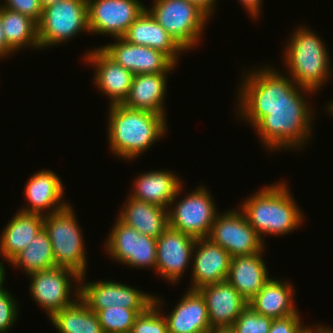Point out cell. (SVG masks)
Listing matches in <instances>:
<instances>
[{"mask_svg": "<svg viewBox=\"0 0 333 333\" xmlns=\"http://www.w3.org/2000/svg\"><path fill=\"white\" fill-rule=\"evenodd\" d=\"M28 276L31 277V296L35 302L42 306L49 318L80 297L81 276L72 269L56 266L48 270L31 273ZM72 279L79 283V285L77 283L75 290L74 297L76 299L69 296L73 287Z\"/></svg>", "mask_w": 333, "mask_h": 333, "instance_id": "cell-9", "label": "cell"}, {"mask_svg": "<svg viewBox=\"0 0 333 333\" xmlns=\"http://www.w3.org/2000/svg\"><path fill=\"white\" fill-rule=\"evenodd\" d=\"M212 333H237L233 327H227V328H219L216 330H213Z\"/></svg>", "mask_w": 333, "mask_h": 333, "instance_id": "cell-41", "label": "cell"}, {"mask_svg": "<svg viewBox=\"0 0 333 333\" xmlns=\"http://www.w3.org/2000/svg\"><path fill=\"white\" fill-rule=\"evenodd\" d=\"M5 268L3 266V262H0V292L4 290V287H2L4 280H5Z\"/></svg>", "mask_w": 333, "mask_h": 333, "instance_id": "cell-40", "label": "cell"}, {"mask_svg": "<svg viewBox=\"0 0 333 333\" xmlns=\"http://www.w3.org/2000/svg\"><path fill=\"white\" fill-rule=\"evenodd\" d=\"M167 73L134 75L127 98L122 103L131 109L147 110L166 115L164 98L167 88Z\"/></svg>", "mask_w": 333, "mask_h": 333, "instance_id": "cell-23", "label": "cell"}, {"mask_svg": "<svg viewBox=\"0 0 333 333\" xmlns=\"http://www.w3.org/2000/svg\"><path fill=\"white\" fill-rule=\"evenodd\" d=\"M168 333H212L205 300L189 289L171 314L165 316Z\"/></svg>", "mask_w": 333, "mask_h": 333, "instance_id": "cell-20", "label": "cell"}, {"mask_svg": "<svg viewBox=\"0 0 333 333\" xmlns=\"http://www.w3.org/2000/svg\"><path fill=\"white\" fill-rule=\"evenodd\" d=\"M58 1H60V0H40L41 5H42L43 8H45L49 5L55 4Z\"/></svg>", "mask_w": 333, "mask_h": 333, "instance_id": "cell-42", "label": "cell"}, {"mask_svg": "<svg viewBox=\"0 0 333 333\" xmlns=\"http://www.w3.org/2000/svg\"><path fill=\"white\" fill-rule=\"evenodd\" d=\"M187 1L196 4L210 17L211 15H213V12H215L214 5L217 0H187Z\"/></svg>", "mask_w": 333, "mask_h": 333, "instance_id": "cell-38", "label": "cell"}, {"mask_svg": "<svg viewBox=\"0 0 333 333\" xmlns=\"http://www.w3.org/2000/svg\"><path fill=\"white\" fill-rule=\"evenodd\" d=\"M183 182L170 171H151L138 175L129 197L168 209Z\"/></svg>", "mask_w": 333, "mask_h": 333, "instance_id": "cell-24", "label": "cell"}, {"mask_svg": "<svg viewBox=\"0 0 333 333\" xmlns=\"http://www.w3.org/2000/svg\"><path fill=\"white\" fill-rule=\"evenodd\" d=\"M256 193L242 201L240 210L261 238L262 234H288L301 225L304 215L285 182L274 183Z\"/></svg>", "mask_w": 333, "mask_h": 333, "instance_id": "cell-3", "label": "cell"}, {"mask_svg": "<svg viewBox=\"0 0 333 333\" xmlns=\"http://www.w3.org/2000/svg\"><path fill=\"white\" fill-rule=\"evenodd\" d=\"M295 290L290 282L270 278L262 289L248 301V306L272 319L283 318L298 311L293 304Z\"/></svg>", "mask_w": 333, "mask_h": 333, "instance_id": "cell-25", "label": "cell"}, {"mask_svg": "<svg viewBox=\"0 0 333 333\" xmlns=\"http://www.w3.org/2000/svg\"><path fill=\"white\" fill-rule=\"evenodd\" d=\"M144 311L110 306L95 313L104 333H130L135 319Z\"/></svg>", "mask_w": 333, "mask_h": 333, "instance_id": "cell-31", "label": "cell"}, {"mask_svg": "<svg viewBox=\"0 0 333 333\" xmlns=\"http://www.w3.org/2000/svg\"><path fill=\"white\" fill-rule=\"evenodd\" d=\"M196 239L167 227L157 238L156 270L171 283L177 282L191 263Z\"/></svg>", "mask_w": 333, "mask_h": 333, "instance_id": "cell-14", "label": "cell"}, {"mask_svg": "<svg viewBox=\"0 0 333 333\" xmlns=\"http://www.w3.org/2000/svg\"><path fill=\"white\" fill-rule=\"evenodd\" d=\"M307 333H312V329H311V327L309 328V331H308Z\"/></svg>", "mask_w": 333, "mask_h": 333, "instance_id": "cell-44", "label": "cell"}, {"mask_svg": "<svg viewBox=\"0 0 333 333\" xmlns=\"http://www.w3.org/2000/svg\"><path fill=\"white\" fill-rule=\"evenodd\" d=\"M2 7L26 15L37 24L40 22L43 14V7L40 0H5Z\"/></svg>", "mask_w": 333, "mask_h": 333, "instance_id": "cell-35", "label": "cell"}, {"mask_svg": "<svg viewBox=\"0 0 333 333\" xmlns=\"http://www.w3.org/2000/svg\"><path fill=\"white\" fill-rule=\"evenodd\" d=\"M89 33L122 38L146 9L139 0H87Z\"/></svg>", "mask_w": 333, "mask_h": 333, "instance_id": "cell-12", "label": "cell"}, {"mask_svg": "<svg viewBox=\"0 0 333 333\" xmlns=\"http://www.w3.org/2000/svg\"><path fill=\"white\" fill-rule=\"evenodd\" d=\"M146 10L185 51L199 43L208 15L187 0H156Z\"/></svg>", "mask_w": 333, "mask_h": 333, "instance_id": "cell-6", "label": "cell"}, {"mask_svg": "<svg viewBox=\"0 0 333 333\" xmlns=\"http://www.w3.org/2000/svg\"><path fill=\"white\" fill-rule=\"evenodd\" d=\"M13 298L6 289L0 292V333H7L17 319V304Z\"/></svg>", "mask_w": 333, "mask_h": 333, "instance_id": "cell-34", "label": "cell"}, {"mask_svg": "<svg viewBox=\"0 0 333 333\" xmlns=\"http://www.w3.org/2000/svg\"><path fill=\"white\" fill-rule=\"evenodd\" d=\"M192 254H195V257H192L193 281L189 289L198 290L227 280L232 257L224 248L212 243L208 238L196 239Z\"/></svg>", "mask_w": 333, "mask_h": 333, "instance_id": "cell-16", "label": "cell"}, {"mask_svg": "<svg viewBox=\"0 0 333 333\" xmlns=\"http://www.w3.org/2000/svg\"><path fill=\"white\" fill-rule=\"evenodd\" d=\"M0 16L7 42V56L23 47L40 48L38 24L26 15L0 5ZM11 52V53H10Z\"/></svg>", "mask_w": 333, "mask_h": 333, "instance_id": "cell-28", "label": "cell"}, {"mask_svg": "<svg viewBox=\"0 0 333 333\" xmlns=\"http://www.w3.org/2000/svg\"><path fill=\"white\" fill-rule=\"evenodd\" d=\"M84 58L94 65V82L109 96L110 104H122L129 94L134 74L117 64L100 47L87 52Z\"/></svg>", "mask_w": 333, "mask_h": 333, "instance_id": "cell-18", "label": "cell"}, {"mask_svg": "<svg viewBox=\"0 0 333 333\" xmlns=\"http://www.w3.org/2000/svg\"><path fill=\"white\" fill-rule=\"evenodd\" d=\"M81 31L89 32L87 0H60L43 8L38 23L40 49L64 43Z\"/></svg>", "mask_w": 333, "mask_h": 333, "instance_id": "cell-7", "label": "cell"}, {"mask_svg": "<svg viewBox=\"0 0 333 333\" xmlns=\"http://www.w3.org/2000/svg\"><path fill=\"white\" fill-rule=\"evenodd\" d=\"M105 243V250L112 259L131 267L156 270L157 239L139 233L117 218Z\"/></svg>", "mask_w": 333, "mask_h": 333, "instance_id": "cell-11", "label": "cell"}, {"mask_svg": "<svg viewBox=\"0 0 333 333\" xmlns=\"http://www.w3.org/2000/svg\"><path fill=\"white\" fill-rule=\"evenodd\" d=\"M50 320L59 333H104L97 314L80 297L54 313Z\"/></svg>", "mask_w": 333, "mask_h": 333, "instance_id": "cell-29", "label": "cell"}, {"mask_svg": "<svg viewBox=\"0 0 333 333\" xmlns=\"http://www.w3.org/2000/svg\"><path fill=\"white\" fill-rule=\"evenodd\" d=\"M300 323L299 313L283 318L273 319L269 333H307L310 326Z\"/></svg>", "mask_w": 333, "mask_h": 333, "instance_id": "cell-36", "label": "cell"}, {"mask_svg": "<svg viewBox=\"0 0 333 333\" xmlns=\"http://www.w3.org/2000/svg\"><path fill=\"white\" fill-rule=\"evenodd\" d=\"M262 252L254 255L235 256L231 258L227 281L248 302L267 283L269 278Z\"/></svg>", "mask_w": 333, "mask_h": 333, "instance_id": "cell-22", "label": "cell"}, {"mask_svg": "<svg viewBox=\"0 0 333 333\" xmlns=\"http://www.w3.org/2000/svg\"><path fill=\"white\" fill-rule=\"evenodd\" d=\"M10 264L23 268L26 275L56 267L52 243L44 227L35 235L32 242L14 257Z\"/></svg>", "mask_w": 333, "mask_h": 333, "instance_id": "cell-30", "label": "cell"}, {"mask_svg": "<svg viewBox=\"0 0 333 333\" xmlns=\"http://www.w3.org/2000/svg\"><path fill=\"white\" fill-rule=\"evenodd\" d=\"M274 69L264 66L243 77L245 80L237 96L239 116L252 123L271 152L273 149L301 148L312 134L313 117L301 90L305 94L314 91L298 86Z\"/></svg>", "mask_w": 333, "mask_h": 333, "instance_id": "cell-1", "label": "cell"}, {"mask_svg": "<svg viewBox=\"0 0 333 333\" xmlns=\"http://www.w3.org/2000/svg\"><path fill=\"white\" fill-rule=\"evenodd\" d=\"M291 37L284 54L290 78L298 86L315 93L332 73L325 43L306 27L295 29Z\"/></svg>", "mask_w": 333, "mask_h": 333, "instance_id": "cell-4", "label": "cell"}, {"mask_svg": "<svg viewBox=\"0 0 333 333\" xmlns=\"http://www.w3.org/2000/svg\"><path fill=\"white\" fill-rule=\"evenodd\" d=\"M118 218L139 233L158 238L169 226L168 209L129 197Z\"/></svg>", "mask_w": 333, "mask_h": 333, "instance_id": "cell-27", "label": "cell"}, {"mask_svg": "<svg viewBox=\"0 0 333 333\" xmlns=\"http://www.w3.org/2000/svg\"><path fill=\"white\" fill-rule=\"evenodd\" d=\"M237 210L218 213L207 238L224 248L231 257L262 252L264 238L252 228L242 211Z\"/></svg>", "mask_w": 333, "mask_h": 333, "instance_id": "cell-10", "label": "cell"}, {"mask_svg": "<svg viewBox=\"0 0 333 333\" xmlns=\"http://www.w3.org/2000/svg\"><path fill=\"white\" fill-rule=\"evenodd\" d=\"M198 291L203 296L212 330L233 327L248 302L226 280L204 286Z\"/></svg>", "mask_w": 333, "mask_h": 333, "instance_id": "cell-17", "label": "cell"}, {"mask_svg": "<svg viewBox=\"0 0 333 333\" xmlns=\"http://www.w3.org/2000/svg\"><path fill=\"white\" fill-rule=\"evenodd\" d=\"M80 298L93 312L110 306L146 310L154 301V295L113 281L83 282L80 285Z\"/></svg>", "mask_w": 333, "mask_h": 333, "instance_id": "cell-13", "label": "cell"}, {"mask_svg": "<svg viewBox=\"0 0 333 333\" xmlns=\"http://www.w3.org/2000/svg\"><path fill=\"white\" fill-rule=\"evenodd\" d=\"M122 38L131 44L161 51L175 64H177V57L180 56V52L184 53V50L146 9L129 26Z\"/></svg>", "mask_w": 333, "mask_h": 333, "instance_id": "cell-21", "label": "cell"}, {"mask_svg": "<svg viewBox=\"0 0 333 333\" xmlns=\"http://www.w3.org/2000/svg\"><path fill=\"white\" fill-rule=\"evenodd\" d=\"M326 107L328 108L327 111L331 112V114H333V102L329 103Z\"/></svg>", "mask_w": 333, "mask_h": 333, "instance_id": "cell-43", "label": "cell"}, {"mask_svg": "<svg viewBox=\"0 0 333 333\" xmlns=\"http://www.w3.org/2000/svg\"><path fill=\"white\" fill-rule=\"evenodd\" d=\"M162 303L161 299L154 297L153 304L137 316L130 333H168L166 319L160 312Z\"/></svg>", "mask_w": 333, "mask_h": 333, "instance_id": "cell-32", "label": "cell"}, {"mask_svg": "<svg viewBox=\"0 0 333 333\" xmlns=\"http://www.w3.org/2000/svg\"><path fill=\"white\" fill-rule=\"evenodd\" d=\"M68 204L63 209L44 216V229L52 243L55 264L74 270L80 276L82 283L86 275V253L76 216ZM75 216V217H74Z\"/></svg>", "mask_w": 333, "mask_h": 333, "instance_id": "cell-5", "label": "cell"}, {"mask_svg": "<svg viewBox=\"0 0 333 333\" xmlns=\"http://www.w3.org/2000/svg\"><path fill=\"white\" fill-rule=\"evenodd\" d=\"M273 319L247 306L233 324L237 333H269Z\"/></svg>", "mask_w": 333, "mask_h": 333, "instance_id": "cell-33", "label": "cell"}, {"mask_svg": "<svg viewBox=\"0 0 333 333\" xmlns=\"http://www.w3.org/2000/svg\"><path fill=\"white\" fill-rule=\"evenodd\" d=\"M251 16L258 17L262 0H239Z\"/></svg>", "mask_w": 333, "mask_h": 333, "instance_id": "cell-37", "label": "cell"}, {"mask_svg": "<svg viewBox=\"0 0 333 333\" xmlns=\"http://www.w3.org/2000/svg\"><path fill=\"white\" fill-rule=\"evenodd\" d=\"M113 44L100 47L117 64L134 75L169 73L176 64L163 52L142 45H134L123 38H115Z\"/></svg>", "mask_w": 333, "mask_h": 333, "instance_id": "cell-15", "label": "cell"}, {"mask_svg": "<svg viewBox=\"0 0 333 333\" xmlns=\"http://www.w3.org/2000/svg\"><path fill=\"white\" fill-rule=\"evenodd\" d=\"M205 187H198L181 201L175 200L183 190L182 185L171 201L168 209L169 227L181 231L194 239H203L209 236L212 224L218 213L213 198ZM173 207V208H172Z\"/></svg>", "mask_w": 333, "mask_h": 333, "instance_id": "cell-8", "label": "cell"}, {"mask_svg": "<svg viewBox=\"0 0 333 333\" xmlns=\"http://www.w3.org/2000/svg\"><path fill=\"white\" fill-rule=\"evenodd\" d=\"M44 227V216L18 211L0 237V256L10 262Z\"/></svg>", "mask_w": 333, "mask_h": 333, "instance_id": "cell-26", "label": "cell"}, {"mask_svg": "<svg viewBox=\"0 0 333 333\" xmlns=\"http://www.w3.org/2000/svg\"><path fill=\"white\" fill-rule=\"evenodd\" d=\"M7 56V42L3 31V24L0 16V59Z\"/></svg>", "mask_w": 333, "mask_h": 333, "instance_id": "cell-39", "label": "cell"}, {"mask_svg": "<svg viewBox=\"0 0 333 333\" xmlns=\"http://www.w3.org/2000/svg\"><path fill=\"white\" fill-rule=\"evenodd\" d=\"M109 107L108 138L111 151L131 160L147 151L166 133L165 117L156 112L131 109L123 104Z\"/></svg>", "mask_w": 333, "mask_h": 333, "instance_id": "cell-2", "label": "cell"}, {"mask_svg": "<svg viewBox=\"0 0 333 333\" xmlns=\"http://www.w3.org/2000/svg\"><path fill=\"white\" fill-rule=\"evenodd\" d=\"M24 191L29 207L19 209L22 212L45 216L69 204L62 202L64 186L58 175L51 170H41L31 175ZM45 210L47 214L44 213Z\"/></svg>", "mask_w": 333, "mask_h": 333, "instance_id": "cell-19", "label": "cell"}]
</instances>
